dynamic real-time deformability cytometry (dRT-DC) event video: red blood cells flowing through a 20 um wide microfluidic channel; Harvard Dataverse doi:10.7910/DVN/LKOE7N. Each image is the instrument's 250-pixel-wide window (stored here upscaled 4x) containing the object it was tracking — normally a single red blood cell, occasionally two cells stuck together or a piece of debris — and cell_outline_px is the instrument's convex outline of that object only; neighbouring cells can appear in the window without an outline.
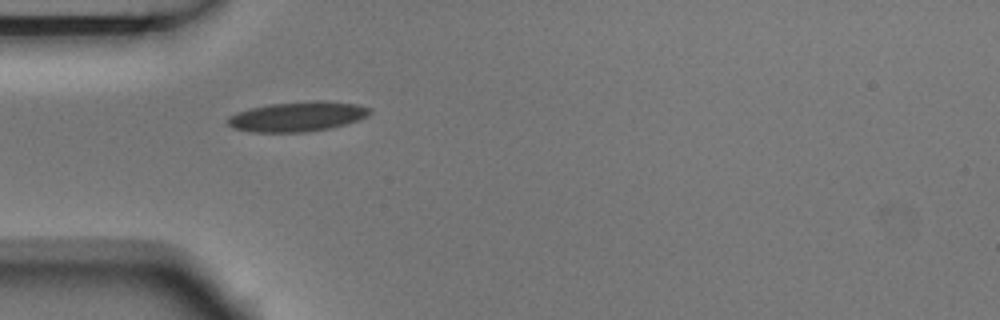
{"species": "Egyptian fruit bat (a non-hibernating species)", "species_latin": "Rousettus aegyptiacus", "temperature_condition": "room temperature", "stored_images_in_passage": 2, "camera_frame_rate_fps": 3000, "um_per_image_px": 0.085, "animal": {"sex": "male"}, "frame": {"image": 1, "passage_image": 1, "time_ms": 0.0, "image_size_px": [1000, 320], "cell_outline_px": [[372, 112], [368, 116], [344, 124], [328, 128], [304, 132], [252, 132], [232, 128], [228, 124], [228, 116], [236, 112], [268, 104], [316, 100], [356, 104], [372, 108]], "centroid_in_image_um": [25.26, 9.9], "position_along_channel_um": 59.7, "area_um2": 24.57}}
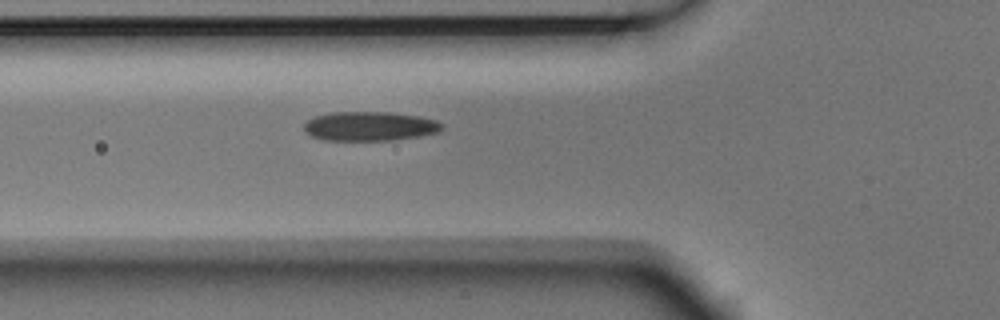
{"frame": {"image": 2, "passage_image": 2, "time_ms": 0.333, "image_size_px": [1000, 320], "cell_outline_px": [[444, 128], [436, 132], [396, 140], [324, 140], [312, 136], [304, 128], [304, 124], [308, 120], [316, 116], [332, 112], [392, 112], [420, 116], [436, 120], [444, 124]], "centroid_in_image_um": [31.46, 10.72], "position_along_channel_um": 94.3, "area_um2": 23.41}}